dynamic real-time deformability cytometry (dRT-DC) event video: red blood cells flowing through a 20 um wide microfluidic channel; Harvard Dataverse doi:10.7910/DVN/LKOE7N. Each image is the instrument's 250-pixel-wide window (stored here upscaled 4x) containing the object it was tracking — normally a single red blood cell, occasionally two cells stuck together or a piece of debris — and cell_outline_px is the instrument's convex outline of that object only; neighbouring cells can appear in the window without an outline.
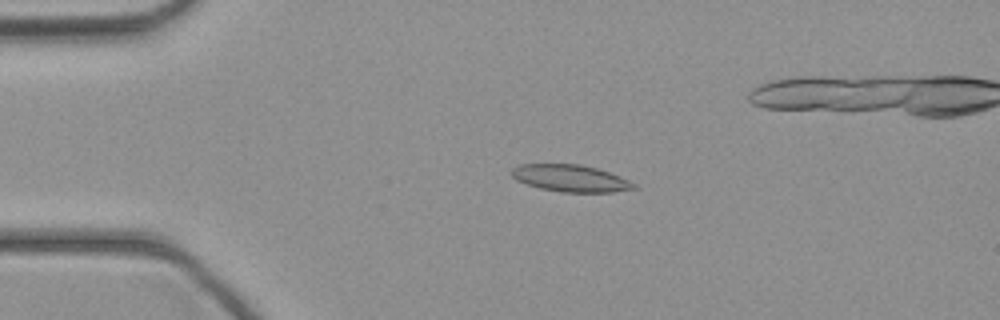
{"species": "common noctule bat (a hibernating species)", "species_latin": "Nyctalus noctula", "temperature_condition": "cold", "stored_images_in_passage": 45, "camera_frame_rate_fps": 3000, "um_per_image_px": 0.085, "animal": {"sex": "female", "body_mass_g": 21.9}, "frame": {"image": 1, "passage_image": 10, "time_ms": 3.0, "image_size_px": [1000, 320], "cell_outline_px": [[640, 188], [612, 192], [560, 192], [540, 188], [516, 180], [512, 176], [512, 168], [516, 164], [580, 164], [596, 168], [620, 176], [636, 184]], "centroid_in_image_um": [48.51, 15.15], "position_along_channel_um": 36.5, "area_um2": 19.25}}
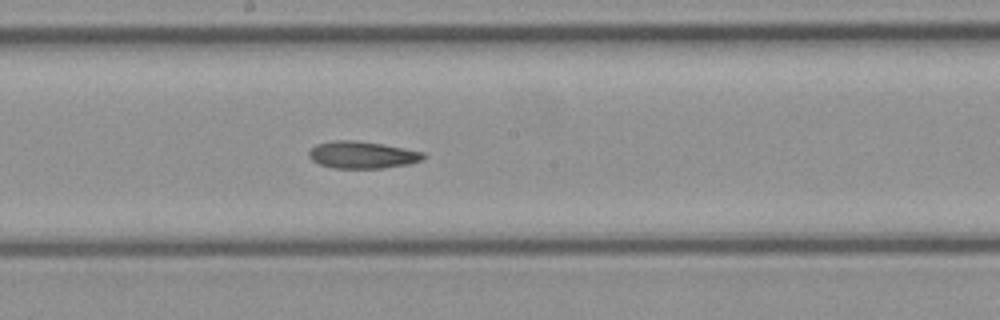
{"frame": {"image": 2, "passage_image": 24, "time_ms": 7.667, "image_size_px": [1000, 320], "cell_outline_px": [[428, 156], [424, 160], [408, 164], [384, 168], [332, 168], [320, 164], [312, 160], [308, 156], [308, 152], [316, 144], [332, 140], [356, 140], [404, 148], [424, 152]], "centroid_in_image_um": [30.81, 13.16], "position_along_channel_um": 217.4, "area_um2": 18.21}}
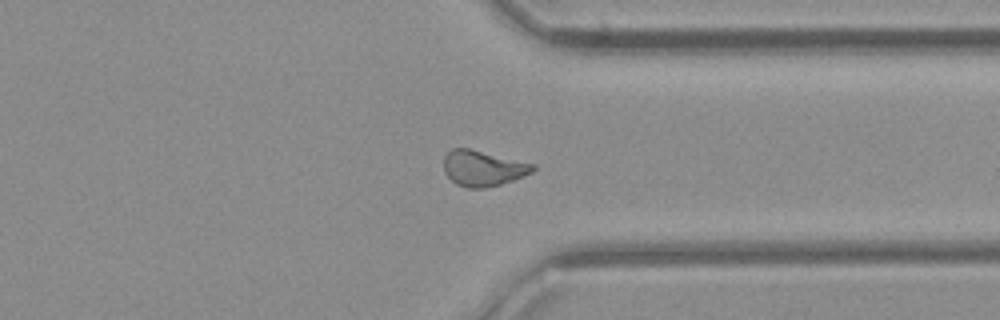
{"frame": {"image": 3, "passage_image": 34, "time_ms": 11.0, "image_size_px": [1000, 320], "cell_outline_px": [[536, 168], [532, 172], [524, 176], [500, 184], [484, 188], [468, 188], [456, 184], [444, 172], [444, 156], [452, 148], [468, 148], [536, 164]], "centroid_in_image_um": [41.06, 14.3], "position_along_channel_um": 370.3, "area_um2": 18.44}}